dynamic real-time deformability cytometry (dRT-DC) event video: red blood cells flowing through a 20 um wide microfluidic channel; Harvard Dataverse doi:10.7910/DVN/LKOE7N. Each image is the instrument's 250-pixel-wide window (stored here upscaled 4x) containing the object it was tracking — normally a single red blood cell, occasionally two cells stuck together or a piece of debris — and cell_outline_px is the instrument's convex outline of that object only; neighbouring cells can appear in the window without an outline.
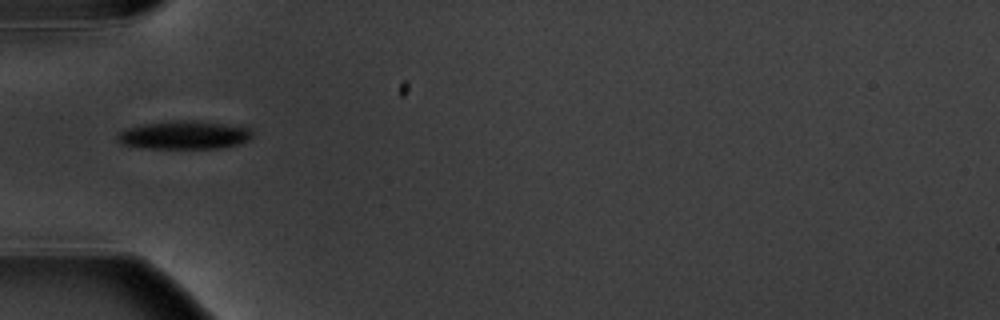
{"species": "common noctule bat (a hibernating species)", "species_latin": "Nyctalus noctula", "temperature_condition": "warm", "stored_images_in_passage": 5, "camera_frame_rate_fps": 3000, "um_per_image_px": 0.085, "animal": {"sex": "male", "body_mass_g": 20.1, "forearm_length_mm": 53.5}, "frame": {"image": 1, "passage_image": 1, "time_ms": 0.0, "image_size_px": [1000, 320], "cell_outline_px": [[252, 140], [240, 144], [224, 148], [148, 148], [124, 144], [116, 140], [116, 136], [120, 132], [128, 128], [144, 124], [172, 120], [192, 120], [224, 124], [252, 128]], "centroid_in_image_um": [15.73, 11.48], "position_along_channel_um": 69.3, "area_um2": 22.31}}
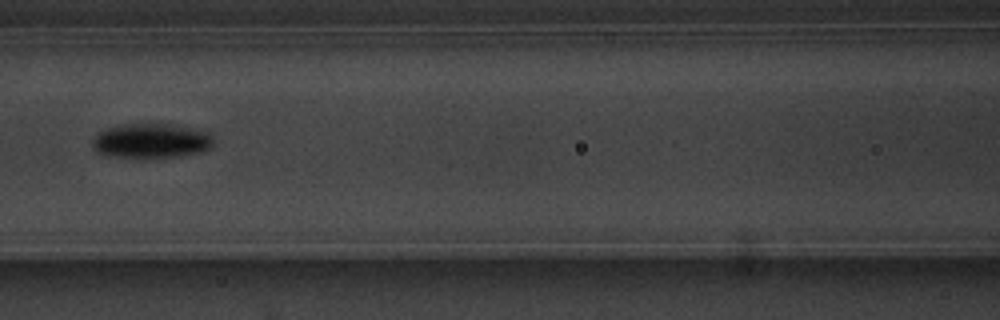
{"frame": {"image": 2, "passage_image": 3, "time_ms": 2.333, "image_size_px": [1000, 320], "cell_outline_px": [[212, 144], [208, 148], [200, 152], [176, 156], [144, 160], [108, 156], [96, 152], [92, 148], [92, 140], [100, 132], [108, 128], [128, 124], [172, 124], [200, 128], [212, 132]], "centroid_in_image_um": [12.87, 11.99], "position_along_channel_um": 153.7, "area_um2": 25.14}}